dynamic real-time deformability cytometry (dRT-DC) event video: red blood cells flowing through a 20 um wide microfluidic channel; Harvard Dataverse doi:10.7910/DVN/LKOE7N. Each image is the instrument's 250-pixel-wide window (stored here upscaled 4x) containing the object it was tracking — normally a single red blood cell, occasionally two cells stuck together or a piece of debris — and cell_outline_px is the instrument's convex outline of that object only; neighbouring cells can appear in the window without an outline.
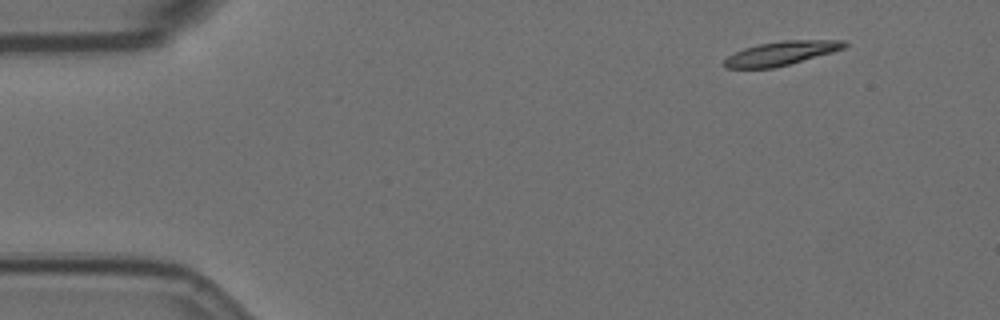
{"species": "Egyptian fruit bat (a non-hibernating species)", "species_latin": "Rousettus aegyptiacus", "temperature_condition": "room temperature", "stored_images_in_passage": 52, "camera_frame_rate_fps": 3000, "um_per_image_px": 0.085, "animal": {"sex": "female"}, "frame": {"image": 1, "passage_image": 1, "time_ms": 0.0, "image_size_px": [1000, 320], "cell_outline_px": [[848, 44], [844, 48], [832, 52], [776, 68], [724, 68], [724, 60], [728, 56], [744, 48], [760, 44], [784, 40], [844, 40]], "centroid_in_image_um": [66.4, 4.53], "position_along_channel_um": 18.6, "area_um2": 16.65}}
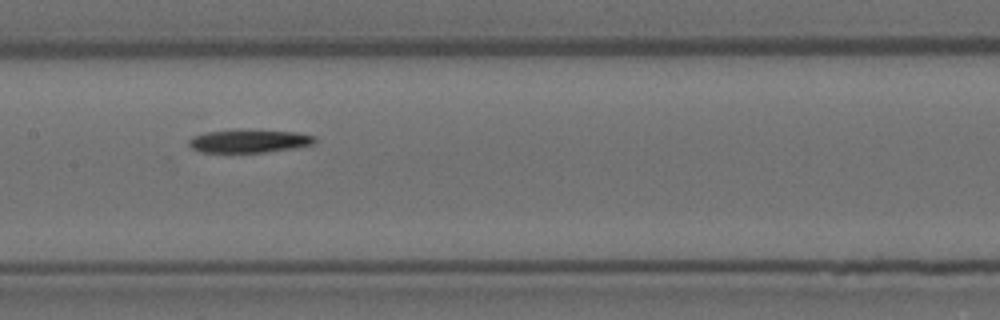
{"frame": {"image": 2, "passage_image": 23, "time_ms": 7.333, "image_size_px": [1000, 320], "cell_outline_px": [[316, 144], [292, 148], [264, 152], [200, 152], [192, 148], [188, 144], [188, 140], [192, 136], [208, 132], [240, 128], [296, 132], [316, 136]], "centroid_in_image_um": [21.18, 11.96], "position_along_channel_um": 186.2, "area_um2": 17.34}}
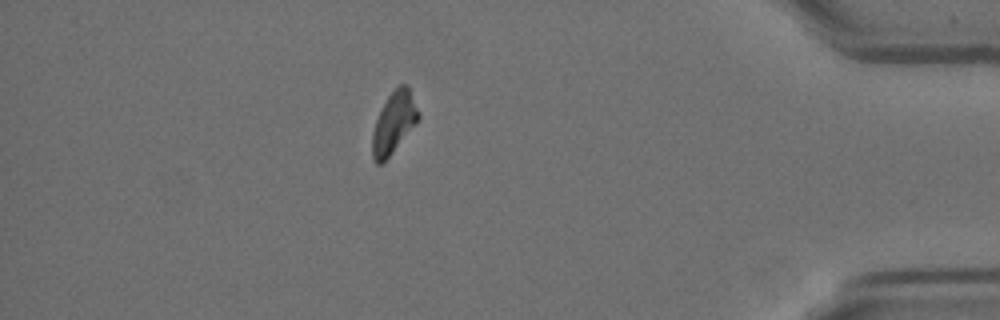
{"frame": {"image": 3, "passage_image": 45, "time_ms": 14.667, "image_size_px": [1000, 320], "cell_outline_px": [[420, 116], [416, 124], [392, 152], [380, 164], [376, 164], [372, 156], [372, 132], [376, 120], [388, 96], [400, 84], [408, 84], [420, 112]], "centroid_in_image_um": [33.5, 10.4], "position_along_channel_um": 401.7, "area_um2": 16.3}, "authors_computed_cell_mechanics": {"area_um2": 17.2533, "velocity_mm_per_s": 3.5326, "shape_relaxation_time_tau1_ms": 5.3374, "shape_relaxation_time_tau2_ms": null, "deformation_change_tau1": 0.1612, "deformation_change_tau2": null}}